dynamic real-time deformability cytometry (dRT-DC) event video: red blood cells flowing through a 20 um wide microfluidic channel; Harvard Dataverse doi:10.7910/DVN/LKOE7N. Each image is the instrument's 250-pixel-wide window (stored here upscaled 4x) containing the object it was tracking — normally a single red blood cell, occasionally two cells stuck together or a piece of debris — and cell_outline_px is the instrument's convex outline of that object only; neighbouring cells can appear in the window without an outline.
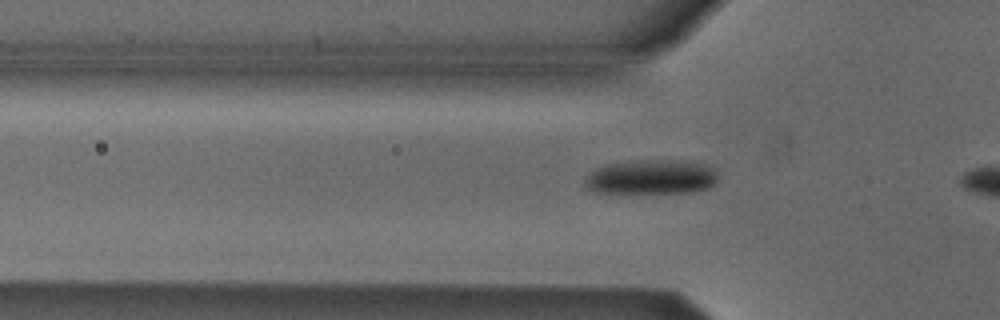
{"species": "Egyptian fruit bat (a non-hibernating species)", "species_latin": "Rousettus aegyptiacus", "temperature_condition": "cold", "stored_images_in_passage": 27, "camera_frame_rate_fps": 3000, "um_per_image_px": 0.085, "animal": {"sex": "male"}, "frame": {"image": 1, "passage_image": 8, "time_ms": 2.333, "image_size_px": [1000, 320], "cell_outline_px": [[716, 184], [708, 188], [688, 192], [596, 192], [588, 188], [584, 180], [596, 168], [604, 164], [632, 160], [692, 160], [704, 164], [712, 168], [716, 172]], "centroid_in_image_um": [55.39, 15.02], "position_along_channel_um": 70.4, "area_um2": 26.76}}
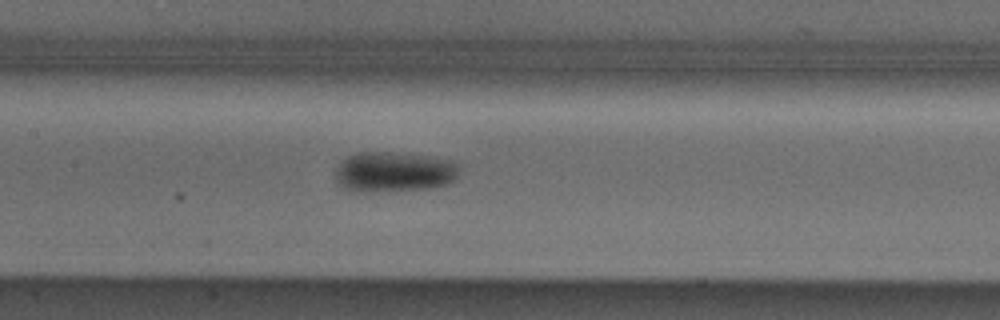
{"frame": {"image": 2, "passage_image": 16, "time_ms": 5.0, "image_size_px": [1000, 320], "cell_outline_px": [[460, 164], [456, 180], [448, 184], [428, 188], [364, 192], [352, 192], [344, 188], [336, 180], [336, 168], [340, 160], [348, 156], [360, 152], [388, 152], [432, 156], [452, 160]], "centroid_in_image_um": [33.5, 14.6], "position_along_channel_um": 173.9, "area_um2": 29.36}}
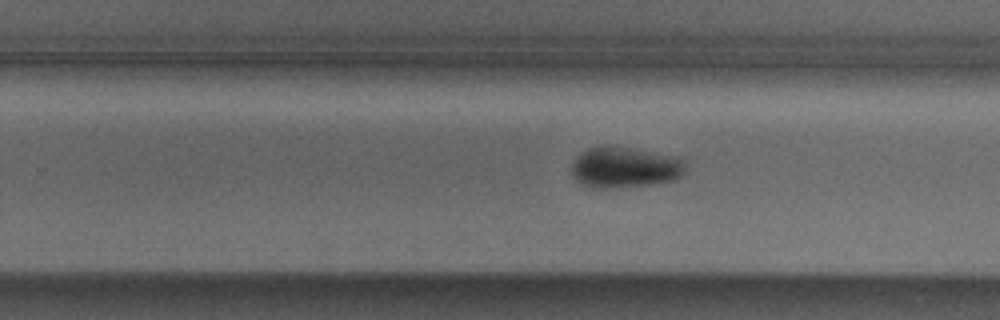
{"frame": {"image": 3, "passage_image": 24, "time_ms": 7.667, "image_size_px": [1000, 320], "cell_outline_px": [[684, 172], [676, 180], [648, 184], [600, 188], [592, 188], [580, 184], [572, 176], [572, 164], [580, 152], [588, 148], [604, 144], [676, 156], [684, 160]], "centroid_in_image_um": [53.06, 14.21], "position_along_channel_um": 276.7, "area_um2": 27.05}}